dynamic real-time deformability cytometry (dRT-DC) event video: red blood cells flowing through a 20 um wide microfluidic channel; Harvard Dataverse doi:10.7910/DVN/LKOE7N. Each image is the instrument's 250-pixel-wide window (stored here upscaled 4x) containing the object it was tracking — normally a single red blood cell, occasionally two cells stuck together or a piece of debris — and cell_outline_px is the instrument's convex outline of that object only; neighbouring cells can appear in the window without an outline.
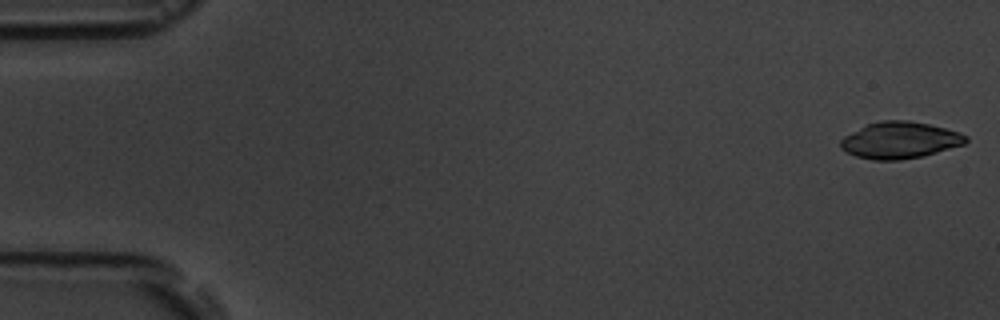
{"species": "common noctule bat (a hibernating species)", "species_latin": "Nyctalus noctula", "temperature_condition": "room temperature", "stored_images_in_passage": 5, "camera_frame_rate_fps": 3000, "um_per_image_px": 0.085, "animal": {"sex": "male", "body_mass_g": 19.5, "forearm_length_mm": 54.6}, "frame": {"image": 1, "passage_image": 1, "time_ms": 0.0, "image_size_px": [1000, 320], "cell_outline_px": [[968, 140], [964, 144], [936, 152], [920, 156], [900, 160], [872, 160], [856, 156], [840, 148], [840, 140], [844, 136], [868, 124], [884, 120], [908, 120], [928, 124], [960, 132], [968, 136]], "centroid_in_image_um": [76.48, 11.92], "position_along_channel_um": 8.5, "area_um2": 26.47}}